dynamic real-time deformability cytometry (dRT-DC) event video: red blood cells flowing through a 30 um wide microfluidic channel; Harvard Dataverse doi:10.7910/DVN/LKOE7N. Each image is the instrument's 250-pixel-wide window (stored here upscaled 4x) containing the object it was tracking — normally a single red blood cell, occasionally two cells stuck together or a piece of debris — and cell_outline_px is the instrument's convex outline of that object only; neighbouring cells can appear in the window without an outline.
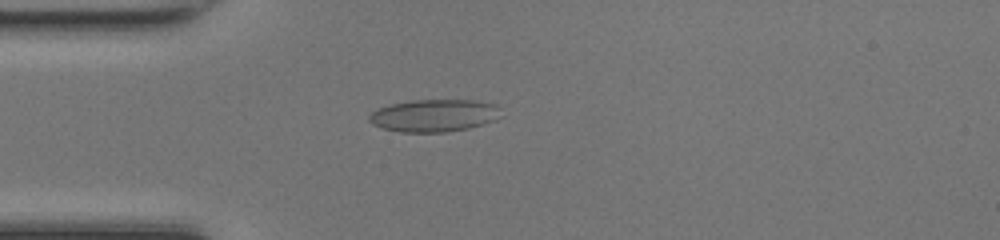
{"species": "common noctule bat (a hibernating species)", "species_latin": "Nyctalus noctula", "temperature_condition": "room temperature", "stored_images_in_passage": 48, "camera_frame_rate_fps": 3000, "um_per_image_px": 0.085, "animal": {"sex": "female", "body_mass_g": 17.0, "forearm_length_mm": 48.0}, "frame": {"image": 1, "passage_image": 13, "time_ms": 4.0, "image_size_px": [1000, 240], "cell_outline_px": [[504, 116], [496, 120], [468, 128], [448, 132], [400, 132], [384, 128], [372, 124], [368, 120], [368, 116], [376, 108], [392, 104], [412, 100], [476, 100], [496, 104]], "centroid_in_image_um": [36.93, 9.81], "position_along_channel_um": 48.1, "area_um2": 25.14}}
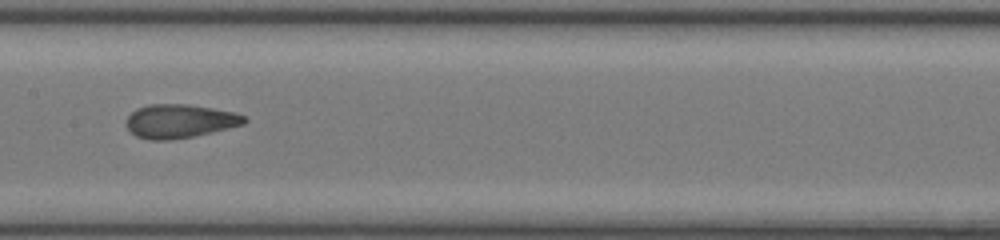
{"frame": {"image": 2, "passage_image": 24, "time_ms": 7.667, "image_size_px": [1000, 240], "cell_outline_px": [[248, 120], [244, 124], [212, 132], [192, 136], [168, 140], [148, 140], [136, 136], [128, 128], [128, 116], [136, 108], [148, 104], [188, 104], [236, 112], [248, 116]], "centroid_in_image_um": [15.32, 10.28], "position_along_channel_um": 192.1, "area_um2": 23.18}}
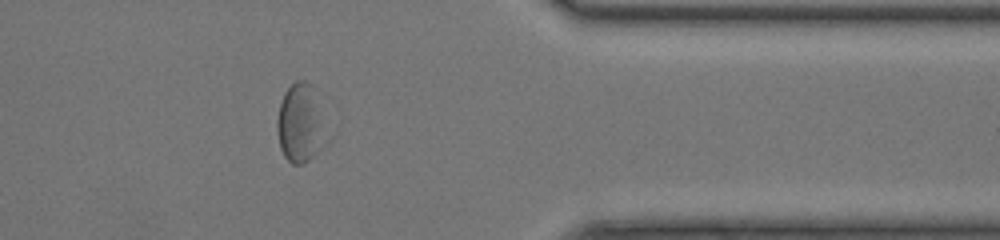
{"frame": {"image": 3, "passage_image": 39, "time_ms": 12.667, "image_size_px": [1000, 240], "cell_outline_px": [[316, 152], [308, 160], [300, 164], [292, 164], [284, 156], [280, 148], [276, 124], [276, 120], [280, 104], [284, 92], [296, 80], [304, 80], [312, 84], [316, 120]], "centroid_in_image_um": [25.28, 10.45], "position_along_channel_um": 386.1, "area_um2": 19.59}}